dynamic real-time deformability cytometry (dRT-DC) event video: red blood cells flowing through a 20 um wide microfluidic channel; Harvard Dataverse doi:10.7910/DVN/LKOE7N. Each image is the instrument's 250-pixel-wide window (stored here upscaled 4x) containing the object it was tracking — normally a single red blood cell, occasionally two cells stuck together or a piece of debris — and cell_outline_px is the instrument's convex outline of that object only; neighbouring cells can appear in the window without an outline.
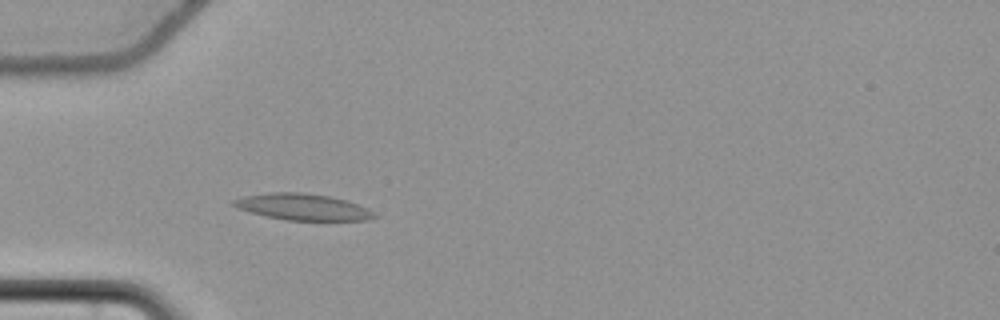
{"species": "common noctule bat (a hibernating species)", "species_latin": "Nyctalus noctula", "temperature_condition": "cold", "stored_images_in_passage": 57, "camera_frame_rate_fps": 3000, "um_per_image_px": 0.085, "animal": {"sex": "female", "body_mass_g": 22.7, "forearm_length_mm": 54.2}, "frame": {"image": 1, "passage_image": 18, "time_ms": 5.667, "image_size_px": [1000, 320], "cell_outline_px": [[380, 216], [368, 220], [284, 220], [236, 208], [232, 204], [232, 200], [244, 196], [268, 192], [304, 192], [332, 196], [348, 200], [368, 208]], "centroid_in_image_um": [25.79, 17.58], "position_along_channel_um": 59.2, "area_um2": 21.85}}
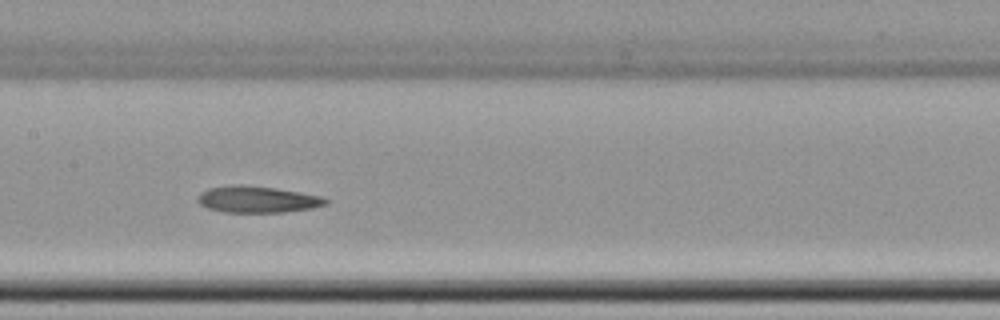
{"frame": {"image": 2, "passage_image": 29, "time_ms": 9.333, "image_size_px": [1000, 320], "cell_outline_px": [[328, 204], [312, 208], [284, 212], [224, 212], [208, 208], [200, 204], [196, 200], [196, 196], [200, 192], [208, 188], [232, 184], [240, 184], [276, 188], [320, 196], [328, 200]], "centroid_in_image_um": [21.82, 16.94], "position_along_channel_um": 185.6, "area_um2": 19.88}}
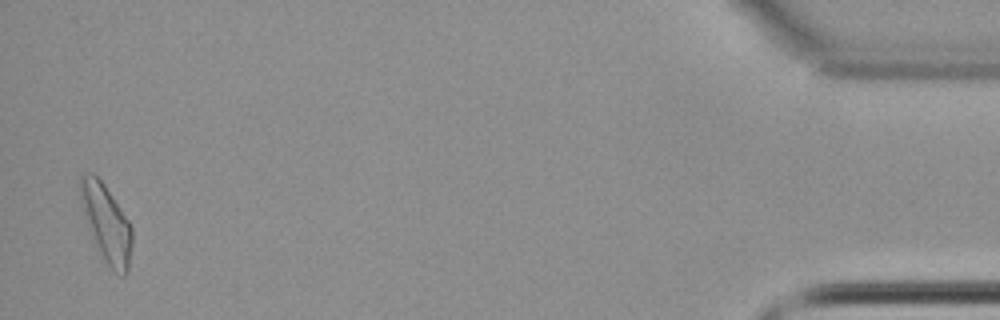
{"frame": {"image": 3, "passage_image": 56, "time_ms": 18.333, "image_size_px": [1000, 320], "cell_outline_px": [[132, 244], [128, 272], [124, 276], [120, 276], [108, 264], [100, 252], [92, 236], [80, 200], [80, 176], [84, 172], [92, 172], [104, 184], [128, 220], [132, 228]], "centroid_in_image_um": [9.06, 18.96], "position_along_channel_um": 426.1, "area_um2": 22.77}, "authors_computed_cell_mechanics": {"area_um2": 20.6924, "velocity_mm_per_s": 3.6426, "shape_relaxation_time_tau1_ms": 7.0405, "shape_relaxation_time_tau2_ms": 9.7463, "deformation_change_tau1": 0.1228, "deformation_change_tau2": 0.1781}}